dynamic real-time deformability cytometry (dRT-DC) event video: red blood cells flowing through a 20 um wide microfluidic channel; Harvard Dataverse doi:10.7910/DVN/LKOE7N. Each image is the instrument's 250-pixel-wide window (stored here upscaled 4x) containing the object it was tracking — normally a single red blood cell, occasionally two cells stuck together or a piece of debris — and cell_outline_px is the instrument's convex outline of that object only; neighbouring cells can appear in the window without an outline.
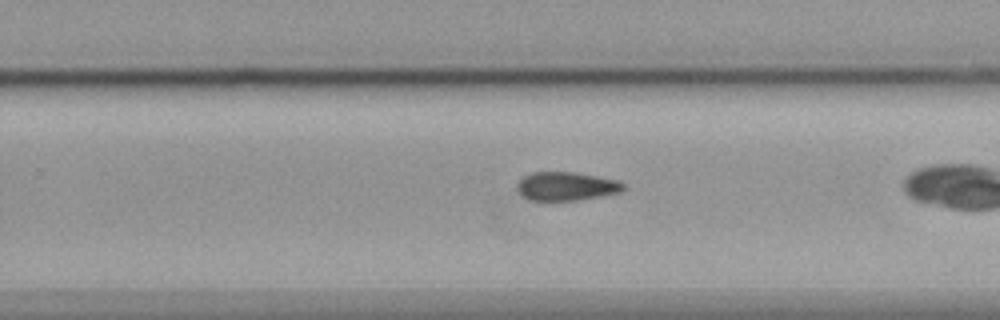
{"species": "common noctule bat (a hibernating species)", "species_latin": "Nyctalus noctula", "temperature_condition": "cold", "stored_images_in_passage": 29, "camera_frame_rate_fps": 3000, "um_per_image_px": 0.085, "animal": {"sex": "female", "body_mass_g": 19.9}, "frame": {"image": 1, "passage_image": 21, "time_ms": 6.667, "image_size_px": [1000, 320], "cell_outline_px": [[624, 188], [620, 192], [580, 200], [552, 204], [544, 204], [528, 200], [516, 188], [516, 184], [524, 176], [532, 172], [576, 172], [616, 180], [624, 184]], "centroid_in_image_um": [48.06, 15.89], "position_along_channel_um": 281.7, "area_um2": 18.44}}